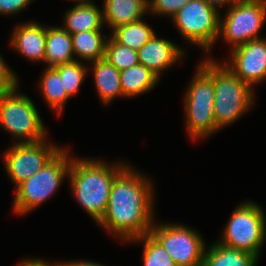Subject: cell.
<instances>
[{
    "instance_id": "cell-1",
    "label": "cell",
    "mask_w": 266,
    "mask_h": 266,
    "mask_svg": "<svg viewBox=\"0 0 266 266\" xmlns=\"http://www.w3.org/2000/svg\"><path fill=\"white\" fill-rule=\"evenodd\" d=\"M128 163L115 177L99 227L125 242L149 233L155 220L150 178Z\"/></svg>"
},
{
    "instance_id": "cell-2",
    "label": "cell",
    "mask_w": 266,
    "mask_h": 266,
    "mask_svg": "<svg viewBox=\"0 0 266 266\" xmlns=\"http://www.w3.org/2000/svg\"><path fill=\"white\" fill-rule=\"evenodd\" d=\"M127 165L122 161L109 164L103 159L72 157L68 175L71 193L96 224L106 212L115 177Z\"/></svg>"
},
{
    "instance_id": "cell-3",
    "label": "cell",
    "mask_w": 266,
    "mask_h": 266,
    "mask_svg": "<svg viewBox=\"0 0 266 266\" xmlns=\"http://www.w3.org/2000/svg\"><path fill=\"white\" fill-rule=\"evenodd\" d=\"M184 95L186 131L189 138L211 137L220 129L214 119L213 59L207 55L197 66Z\"/></svg>"
},
{
    "instance_id": "cell-4",
    "label": "cell",
    "mask_w": 266,
    "mask_h": 266,
    "mask_svg": "<svg viewBox=\"0 0 266 266\" xmlns=\"http://www.w3.org/2000/svg\"><path fill=\"white\" fill-rule=\"evenodd\" d=\"M63 147L44 167L15 188L12 210L18 215L29 214L47 201L69 175L72 155Z\"/></svg>"
},
{
    "instance_id": "cell-5",
    "label": "cell",
    "mask_w": 266,
    "mask_h": 266,
    "mask_svg": "<svg viewBox=\"0 0 266 266\" xmlns=\"http://www.w3.org/2000/svg\"><path fill=\"white\" fill-rule=\"evenodd\" d=\"M214 119L221 130L253 107L255 93L246 82L234 75L223 63L213 58Z\"/></svg>"
},
{
    "instance_id": "cell-6",
    "label": "cell",
    "mask_w": 266,
    "mask_h": 266,
    "mask_svg": "<svg viewBox=\"0 0 266 266\" xmlns=\"http://www.w3.org/2000/svg\"><path fill=\"white\" fill-rule=\"evenodd\" d=\"M14 89L0 93V126L18 143H33L46 139L44 122L31 98Z\"/></svg>"
},
{
    "instance_id": "cell-7",
    "label": "cell",
    "mask_w": 266,
    "mask_h": 266,
    "mask_svg": "<svg viewBox=\"0 0 266 266\" xmlns=\"http://www.w3.org/2000/svg\"><path fill=\"white\" fill-rule=\"evenodd\" d=\"M239 204L232 211L222 232V238L217 241L225 246L249 252L259 259L266 242L265 212L251 200Z\"/></svg>"
},
{
    "instance_id": "cell-8",
    "label": "cell",
    "mask_w": 266,
    "mask_h": 266,
    "mask_svg": "<svg viewBox=\"0 0 266 266\" xmlns=\"http://www.w3.org/2000/svg\"><path fill=\"white\" fill-rule=\"evenodd\" d=\"M220 12L204 0H190L171 18L180 36L206 53L219 36Z\"/></svg>"
},
{
    "instance_id": "cell-9",
    "label": "cell",
    "mask_w": 266,
    "mask_h": 266,
    "mask_svg": "<svg viewBox=\"0 0 266 266\" xmlns=\"http://www.w3.org/2000/svg\"><path fill=\"white\" fill-rule=\"evenodd\" d=\"M266 22V0H237L220 15L219 36L231 49L259 39Z\"/></svg>"
},
{
    "instance_id": "cell-10",
    "label": "cell",
    "mask_w": 266,
    "mask_h": 266,
    "mask_svg": "<svg viewBox=\"0 0 266 266\" xmlns=\"http://www.w3.org/2000/svg\"><path fill=\"white\" fill-rule=\"evenodd\" d=\"M188 225L153 223L149 233L161 244L176 266H202L207 244L201 234Z\"/></svg>"
},
{
    "instance_id": "cell-11",
    "label": "cell",
    "mask_w": 266,
    "mask_h": 266,
    "mask_svg": "<svg viewBox=\"0 0 266 266\" xmlns=\"http://www.w3.org/2000/svg\"><path fill=\"white\" fill-rule=\"evenodd\" d=\"M48 139L33 143H13L3 153L6 173L15 188L41 170L63 148Z\"/></svg>"
},
{
    "instance_id": "cell-12",
    "label": "cell",
    "mask_w": 266,
    "mask_h": 266,
    "mask_svg": "<svg viewBox=\"0 0 266 266\" xmlns=\"http://www.w3.org/2000/svg\"><path fill=\"white\" fill-rule=\"evenodd\" d=\"M230 61H222L234 75L254 86L266 80V38L253 39L230 51Z\"/></svg>"
},
{
    "instance_id": "cell-13",
    "label": "cell",
    "mask_w": 266,
    "mask_h": 266,
    "mask_svg": "<svg viewBox=\"0 0 266 266\" xmlns=\"http://www.w3.org/2000/svg\"><path fill=\"white\" fill-rule=\"evenodd\" d=\"M165 38H159L156 33L137 52L139 64L144 65L161 78V73L186 56L181 46Z\"/></svg>"
},
{
    "instance_id": "cell-14",
    "label": "cell",
    "mask_w": 266,
    "mask_h": 266,
    "mask_svg": "<svg viewBox=\"0 0 266 266\" xmlns=\"http://www.w3.org/2000/svg\"><path fill=\"white\" fill-rule=\"evenodd\" d=\"M9 42L10 47L28 61L45 62L46 26L40 22L19 23Z\"/></svg>"
},
{
    "instance_id": "cell-15",
    "label": "cell",
    "mask_w": 266,
    "mask_h": 266,
    "mask_svg": "<svg viewBox=\"0 0 266 266\" xmlns=\"http://www.w3.org/2000/svg\"><path fill=\"white\" fill-rule=\"evenodd\" d=\"M147 12L148 0H104L102 6L103 22L111 31L143 19Z\"/></svg>"
},
{
    "instance_id": "cell-16",
    "label": "cell",
    "mask_w": 266,
    "mask_h": 266,
    "mask_svg": "<svg viewBox=\"0 0 266 266\" xmlns=\"http://www.w3.org/2000/svg\"><path fill=\"white\" fill-rule=\"evenodd\" d=\"M64 15L61 27L70 34L102 30L104 26L102 10L94 2L76 3Z\"/></svg>"
},
{
    "instance_id": "cell-17",
    "label": "cell",
    "mask_w": 266,
    "mask_h": 266,
    "mask_svg": "<svg viewBox=\"0 0 266 266\" xmlns=\"http://www.w3.org/2000/svg\"><path fill=\"white\" fill-rule=\"evenodd\" d=\"M74 61L71 34L60 26H46V67L54 68Z\"/></svg>"
},
{
    "instance_id": "cell-18",
    "label": "cell",
    "mask_w": 266,
    "mask_h": 266,
    "mask_svg": "<svg viewBox=\"0 0 266 266\" xmlns=\"http://www.w3.org/2000/svg\"><path fill=\"white\" fill-rule=\"evenodd\" d=\"M93 69L95 87L102 104H109L116 97H124L120 83V71L106 58L89 63Z\"/></svg>"
},
{
    "instance_id": "cell-19",
    "label": "cell",
    "mask_w": 266,
    "mask_h": 266,
    "mask_svg": "<svg viewBox=\"0 0 266 266\" xmlns=\"http://www.w3.org/2000/svg\"><path fill=\"white\" fill-rule=\"evenodd\" d=\"M257 262L258 258L255 255L216 241L205 248L202 266H257Z\"/></svg>"
},
{
    "instance_id": "cell-20",
    "label": "cell",
    "mask_w": 266,
    "mask_h": 266,
    "mask_svg": "<svg viewBox=\"0 0 266 266\" xmlns=\"http://www.w3.org/2000/svg\"><path fill=\"white\" fill-rule=\"evenodd\" d=\"M102 32L103 30H92L71 34L75 61L91 63L105 58L109 36H103Z\"/></svg>"
},
{
    "instance_id": "cell-21",
    "label": "cell",
    "mask_w": 266,
    "mask_h": 266,
    "mask_svg": "<svg viewBox=\"0 0 266 266\" xmlns=\"http://www.w3.org/2000/svg\"><path fill=\"white\" fill-rule=\"evenodd\" d=\"M160 78L142 64L120 71L123 96L131 98L149 92L156 87Z\"/></svg>"
},
{
    "instance_id": "cell-22",
    "label": "cell",
    "mask_w": 266,
    "mask_h": 266,
    "mask_svg": "<svg viewBox=\"0 0 266 266\" xmlns=\"http://www.w3.org/2000/svg\"><path fill=\"white\" fill-rule=\"evenodd\" d=\"M42 76L40 77V91L43 100L46 104L55 111V114L60 116L63 113V108L69 100L66 89L63 87L59 74L50 67H45Z\"/></svg>"
},
{
    "instance_id": "cell-23",
    "label": "cell",
    "mask_w": 266,
    "mask_h": 266,
    "mask_svg": "<svg viewBox=\"0 0 266 266\" xmlns=\"http://www.w3.org/2000/svg\"><path fill=\"white\" fill-rule=\"evenodd\" d=\"M154 34L151 25L141 19L113 29L109 36L116 42L138 51Z\"/></svg>"
},
{
    "instance_id": "cell-24",
    "label": "cell",
    "mask_w": 266,
    "mask_h": 266,
    "mask_svg": "<svg viewBox=\"0 0 266 266\" xmlns=\"http://www.w3.org/2000/svg\"><path fill=\"white\" fill-rule=\"evenodd\" d=\"M128 242L143 244V266H176L168 252L150 233Z\"/></svg>"
},
{
    "instance_id": "cell-25",
    "label": "cell",
    "mask_w": 266,
    "mask_h": 266,
    "mask_svg": "<svg viewBox=\"0 0 266 266\" xmlns=\"http://www.w3.org/2000/svg\"><path fill=\"white\" fill-rule=\"evenodd\" d=\"M62 81L63 87L66 89L67 95L71 98L78 94L83 81L85 80L89 66L81 61H74L69 64L59 65L53 68Z\"/></svg>"
},
{
    "instance_id": "cell-26",
    "label": "cell",
    "mask_w": 266,
    "mask_h": 266,
    "mask_svg": "<svg viewBox=\"0 0 266 266\" xmlns=\"http://www.w3.org/2000/svg\"><path fill=\"white\" fill-rule=\"evenodd\" d=\"M105 58L119 71L139 64L138 52L116 42L111 36L106 42Z\"/></svg>"
},
{
    "instance_id": "cell-27",
    "label": "cell",
    "mask_w": 266,
    "mask_h": 266,
    "mask_svg": "<svg viewBox=\"0 0 266 266\" xmlns=\"http://www.w3.org/2000/svg\"><path fill=\"white\" fill-rule=\"evenodd\" d=\"M190 0H148L149 14L172 18Z\"/></svg>"
},
{
    "instance_id": "cell-28",
    "label": "cell",
    "mask_w": 266,
    "mask_h": 266,
    "mask_svg": "<svg viewBox=\"0 0 266 266\" xmlns=\"http://www.w3.org/2000/svg\"><path fill=\"white\" fill-rule=\"evenodd\" d=\"M18 81L17 74L9 68L5 59L0 55V93L14 89Z\"/></svg>"
},
{
    "instance_id": "cell-29",
    "label": "cell",
    "mask_w": 266,
    "mask_h": 266,
    "mask_svg": "<svg viewBox=\"0 0 266 266\" xmlns=\"http://www.w3.org/2000/svg\"><path fill=\"white\" fill-rule=\"evenodd\" d=\"M34 0H0V15H17Z\"/></svg>"
},
{
    "instance_id": "cell-30",
    "label": "cell",
    "mask_w": 266,
    "mask_h": 266,
    "mask_svg": "<svg viewBox=\"0 0 266 266\" xmlns=\"http://www.w3.org/2000/svg\"><path fill=\"white\" fill-rule=\"evenodd\" d=\"M18 266H61L60 262H50L40 258H27L18 264Z\"/></svg>"
},
{
    "instance_id": "cell-31",
    "label": "cell",
    "mask_w": 266,
    "mask_h": 266,
    "mask_svg": "<svg viewBox=\"0 0 266 266\" xmlns=\"http://www.w3.org/2000/svg\"><path fill=\"white\" fill-rule=\"evenodd\" d=\"M61 266H104L100 263L92 262V261H85V260H71L67 262H60ZM106 266V265H105Z\"/></svg>"
},
{
    "instance_id": "cell-32",
    "label": "cell",
    "mask_w": 266,
    "mask_h": 266,
    "mask_svg": "<svg viewBox=\"0 0 266 266\" xmlns=\"http://www.w3.org/2000/svg\"><path fill=\"white\" fill-rule=\"evenodd\" d=\"M209 6L213 7L219 12V9L223 7V5H228L229 7L235 3L237 0H204Z\"/></svg>"
},
{
    "instance_id": "cell-33",
    "label": "cell",
    "mask_w": 266,
    "mask_h": 266,
    "mask_svg": "<svg viewBox=\"0 0 266 266\" xmlns=\"http://www.w3.org/2000/svg\"><path fill=\"white\" fill-rule=\"evenodd\" d=\"M73 1H76V3L93 2L92 0H73Z\"/></svg>"
}]
</instances>
